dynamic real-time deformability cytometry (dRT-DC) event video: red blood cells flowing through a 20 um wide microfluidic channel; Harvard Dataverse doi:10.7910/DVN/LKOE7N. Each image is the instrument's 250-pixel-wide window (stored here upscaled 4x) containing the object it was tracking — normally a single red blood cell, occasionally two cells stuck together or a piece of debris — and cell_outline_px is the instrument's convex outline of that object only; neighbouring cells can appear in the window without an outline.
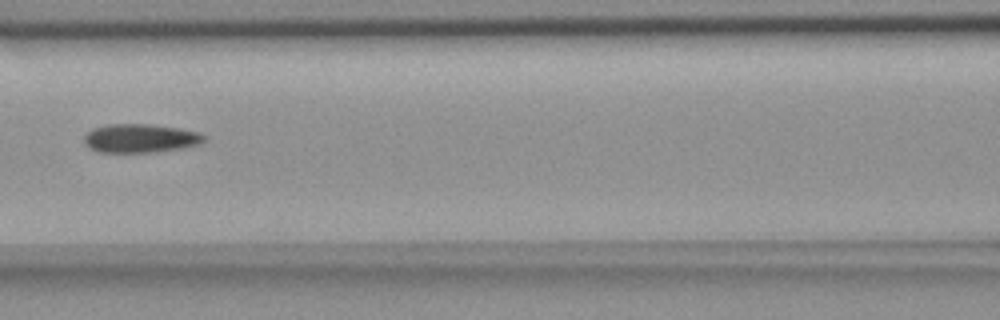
{"species": "common noctule bat (a hibernating species)", "species_latin": "Nyctalus noctula", "temperature_condition": "room temperature", "stored_images_in_passage": 4, "camera_frame_rate_fps": 3000, "um_per_image_px": 0.085, "animal": {"sex": "female", "body_mass_g": 18.4}, "frame": {"image": 1, "passage_image": 4, "time_ms": 4.0, "image_size_px": [1000, 320], "cell_outline_px": [[204, 140], [200, 144], [180, 148], [148, 152], [100, 152], [88, 148], [84, 144], [84, 136], [92, 128], [108, 124], [148, 124], [176, 128], [200, 132], [204, 136]], "centroid_in_image_um": [11.87, 11.75], "position_along_channel_um": 154.7, "area_um2": 19.88}}